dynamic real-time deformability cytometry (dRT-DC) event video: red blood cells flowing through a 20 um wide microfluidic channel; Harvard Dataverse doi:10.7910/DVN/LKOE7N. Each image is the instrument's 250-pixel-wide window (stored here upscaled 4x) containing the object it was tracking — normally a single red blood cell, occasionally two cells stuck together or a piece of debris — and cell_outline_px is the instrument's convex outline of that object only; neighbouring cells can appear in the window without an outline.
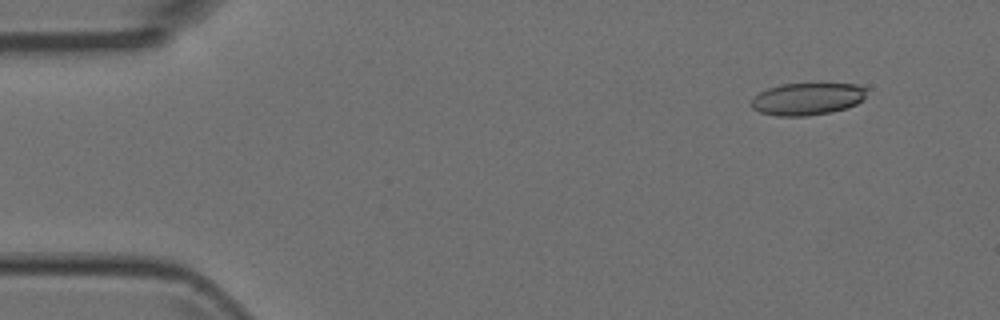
{"species": "Egyptian fruit bat (a non-hibernating species)", "species_latin": "Rousettus aegyptiacus", "temperature_condition": "room temperature", "stored_images_in_passage": 4, "camera_frame_rate_fps": 3000, "um_per_image_px": 0.085, "animal": {"sex": "female"}, "frame": {"image": 1, "passage_image": 2, "time_ms": 0.333, "image_size_px": [1000, 320], "cell_outline_px": [[864, 100], [848, 108], [832, 112], [808, 116], [776, 116], [760, 112], [752, 108], [748, 104], [760, 92], [768, 88], [780, 84], [856, 84], [864, 88]], "centroid_in_image_um": [68.59, 8.42], "position_along_channel_um": 16.4, "area_um2": 21.68}}
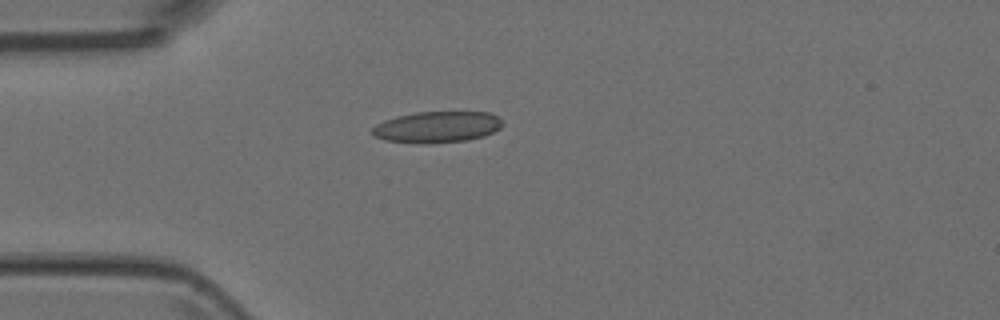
{"frame": {"image": 2, "passage_image": 4, "time_ms": 1.0, "image_size_px": [1000, 320], "cell_outline_px": [[504, 124], [500, 128], [484, 136], [468, 140], [384, 140], [376, 136], [372, 132], [372, 128], [376, 124], [384, 120], [396, 116], [416, 112], [488, 112], [496, 116]], "centroid_in_image_um": [37.2, 10.73], "position_along_channel_um": 47.8, "area_um2": 22.48}}